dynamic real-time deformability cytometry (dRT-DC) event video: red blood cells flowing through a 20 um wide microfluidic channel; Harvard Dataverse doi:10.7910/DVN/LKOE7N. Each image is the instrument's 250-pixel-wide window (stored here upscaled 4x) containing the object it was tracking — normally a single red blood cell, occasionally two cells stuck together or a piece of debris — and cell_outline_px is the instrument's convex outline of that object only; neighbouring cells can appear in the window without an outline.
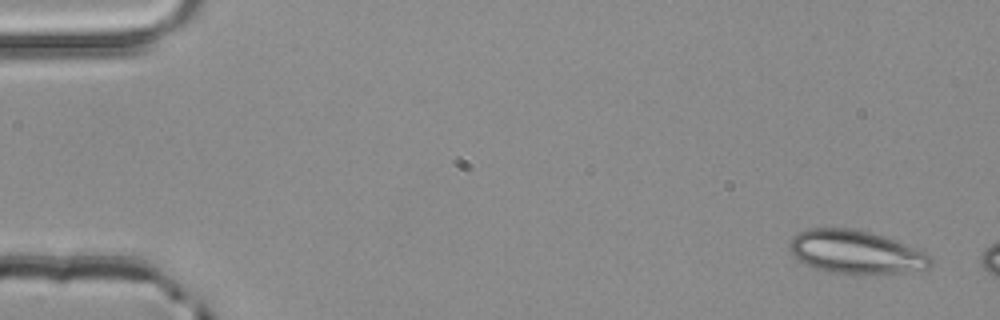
{"species": "common noctule bat (a hibernating species)", "species_latin": "Nyctalus noctula", "temperature_condition": "room temperature", "stored_images_in_passage": 3, "camera_frame_rate_fps": 3000, "um_per_image_px": 0.085, "animal": {"sex": "male", "body_mass_g": 20.4}, "frame": {"image": 1, "passage_image": 1, "time_ms": 0.0, "image_size_px": [1000, 320], "cell_outline_px": [[936, 264], [932, 268], [904, 272], [864, 276], [832, 272], [816, 268], [796, 260], [788, 248], [788, 244], [792, 236], [800, 232], [812, 228], [852, 228], [868, 232], [904, 244], [924, 252]], "centroid_in_image_um": [72.73, 21.46], "position_along_channel_um": 12.3, "area_um2": 35.89}}